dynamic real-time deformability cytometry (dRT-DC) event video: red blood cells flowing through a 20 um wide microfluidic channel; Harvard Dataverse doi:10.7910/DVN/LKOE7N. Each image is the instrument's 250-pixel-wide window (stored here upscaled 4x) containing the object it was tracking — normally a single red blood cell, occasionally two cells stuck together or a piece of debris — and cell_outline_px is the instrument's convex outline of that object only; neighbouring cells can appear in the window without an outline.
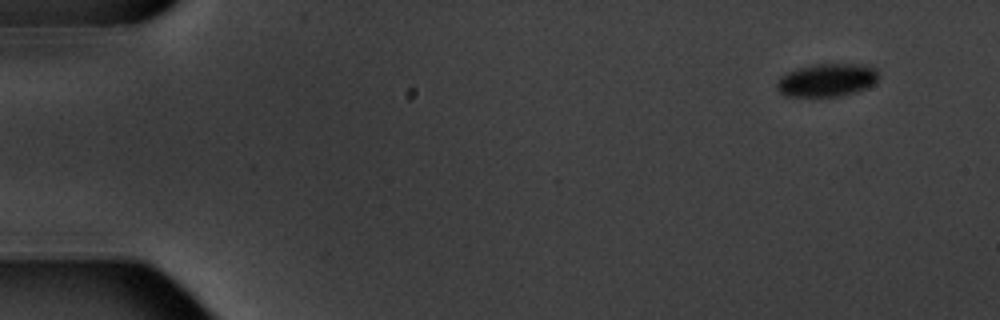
{"species": "common noctule bat (a hibernating species)", "species_latin": "Nyctalus noctula", "temperature_condition": "warm", "stored_images_in_passage": 9, "camera_frame_rate_fps": 3000, "um_per_image_px": 0.085, "animal": {"sex": "male", "body_mass_g": 20.1, "forearm_length_mm": 53.5}, "frame": {"image": 1, "passage_image": 1, "time_ms": 0.0, "image_size_px": [1000, 320], "cell_outline_px": [[880, 76], [872, 84], [864, 88], [840, 96], [784, 96], [776, 88], [776, 84], [780, 76], [788, 72], [800, 68], [816, 64], [860, 64], [876, 68]], "centroid_in_image_um": [70.27, 6.8], "position_along_channel_um": 14.7, "area_um2": 19.36}}
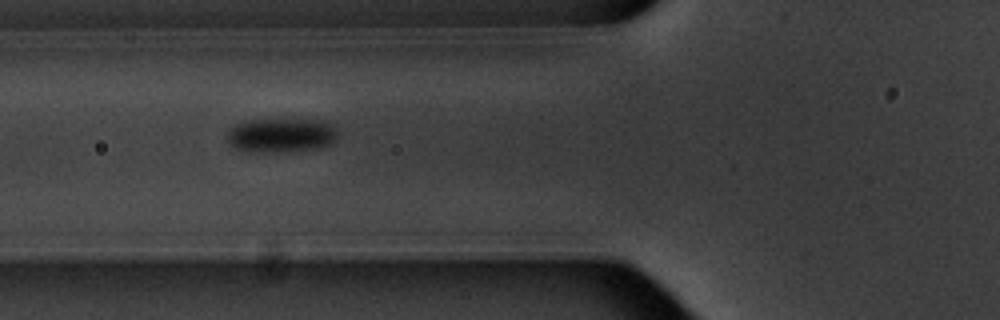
{"frame": {"image": 2, "passage_image": 6, "time_ms": 6.0, "image_size_px": [1000, 320], "cell_outline_px": [[336, 140], [332, 144], [320, 148], [276, 152], [244, 152], [228, 144], [228, 132], [236, 124], [248, 120], [292, 116], [328, 120], [336, 132]], "centroid_in_image_um": [23.94, 11.44], "position_along_channel_um": 101.9, "area_um2": 23.24}}